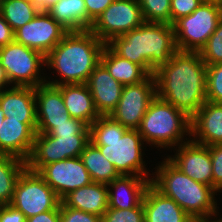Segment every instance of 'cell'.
I'll list each match as a JSON object with an SVG mask.
<instances>
[{"label": "cell", "instance_id": "6da1fadb", "mask_svg": "<svg viewBox=\"0 0 222 222\" xmlns=\"http://www.w3.org/2000/svg\"><path fill=\"white\" fill-rule=\"evenodd\" d=\"M156 96L192 118L207 101V66L199 52L178 50L154 71Z\"/></svg>", "mask_w": 222, "mask_h": 222}, {"label": "cell", "instance_id": "7a4b0ae2", "mask_svg": "<svg viewBox=\"0 0 222 222\" xmlns=\"http://www.w3.org/2000/svg\"><path fill=\"white\" fill-rule=\"evenodd\" d=\"M104 46L105 43L90 30L69 31L45 56V66L55 70L59 76L52 81L49 76L46 83L54 86L87 83L90 74L100 63Z\"/></svg>", "mask_w": 222, "mask_h": 222}, {"label": "cell", "instance_id": "3957f363", "mask_svg": "<svg viewBox=\"0 0 222 222\" xmlns=\"http://www.w3.org/2000/svg\"><path fill=\"white\" fill-rule=\"evenodd\" d=\"M90 142L114 165L120 175L149 177L153 174L144 159L143 138L137 129H127L110 115L100 116L90 126ZM143 151V152H142ZM146 163V164H145Z\"/></svg>", "mask_w": 222, "mask_h": 222}, {"label": "cell", "instance_id": "277c9868", "mask_svg": "<svg viewBox=\"0 0 222 222\" xmlns=\"http://www.w3.org/2000/svg\"><path fill=\"white\" fill-rule=\"evenodd\" d=\"M107 45L117 55L140 65L149 75L178 51L173 26L168 23L144 22Z\"/></svg>", "mask_w": 222, "mask_h": 222}, {"label": "cell", "instance_id": "5b68a950", "mask_svg": "<svg viewBox=\"0 0 222 222\" xmlns=\"http://www.w3.org/2000/svg\"><path fill=\"white\" fill-rule=\"evenodd\" d=\"M153 169L151 184L172 198L195 221L220 213L215 197L218 192L213 187L196 182L167 157Z\"/></svg>", "mask_w": 222, "mask_h": 222}, {"label": "cell", "instance_id": "8992f818", "mask_svg": "<svg viewBox=\"0 0 222 222\" xmlns=\"http://www.w3.org/2000/svg\"><path fill=\"white\" fill-rule=\"evenodd\" d=\"M137 130L146 144L172 152L173 147L191 139V118L156 96Z\"/></svg>", "mask_w": 222, "mask_h": 222}, {"label": "cell", "instance_id": "52a82bcc", "mask_svg": "<svg viewBox=\"0 0 222 222\" xmlns=\"http://www.w3.org/2000/svg\"><path fill=\"white\" fill-rule=\"evenodd\" d=\"M222 19L220 2L204 1L192 14L176 20V46L180 51L200 52Z\"/></svg>", "mask_w": 222, "mask_h": 222}, {"label": "cell", "instance_id": "ba28073f", "mask_svg": "<svg viewBox=\"0 0 222 222\" xmlns=\"http://www.w3.org/2000/svg\"><path fill=\"white\" fill-rule=\"evenodd\" d=\"M0 64L11 86L37 87L46 83L45 56L15 40L0 47Z\"/></svg>", "mask_w": 222, "mask_h": 222}, {"label": "cell", "instance_id": "9c48e42d", "mask_svg": "<svg viewBox=\"0 0 222 222\" xmlns=\"http://www.w3.org/2000/svg\"><path fill=\"white\" fill-rule=\"evenodd\" d=\"M90 135H49L36 133L32 151L26 160V168L38 172L44 165L80 157Z\"/></svg>", "mask_w": 222, "mask_h": 222}, {"label": "cell", "instance_id": "30bf717a", "mask_svg": "<svg viewBox=\"0 0 222 222\" xmlns=\"http://www.w3.org/2000/svg\"><path fill=\"white\" fill-rule=\"evenodd\" d=\"M61 200L55 191L37 173L27 168L19 176L15 185L13 207L20 210L26 218L55 210Z\"/></svg>", "mask_w": 222, "mask_h": 222}, {"label": "cell", "instance_id": "8fae6325", "mask_svg": "<svg viewBox=\"0 0 222 222\" xmlns=\"http://www.w3.org/2000/svg\"><path fill=\"white\" fill-rule=\"evenodd\" d=\"M144 22L138 0H115L93 22L90 31L107 44L113 38L136 29Z\"/></svg>", "mask_w": 222, "mask_h": 222}, {"label": "cell", "instance_id": "7c38bea8", "mask_svg": "<svg viewBox=\"0 0 222 222\" xmlns=\"http://www.w3.org/2000/svg\"><path fill=\"white\" fill-rule=\"evenodd\" d=\"M156 97L154 74L137 84L124 85L121 98L110 116L127 129H138L150 102Z\"/></svg>", "mask_w": 222, "mask_h": 222}, {"label": "cell", "instance_id": "4fadbf2b", "mask_svg": "<svg viewBox=\"0 0 222 222\" xmlns=\"http://www.w3.org/2000/svg\"><path fill=\"white\" fill-rule=\"evenodd\" d=\"M69 31L46 10L15 31L14 40L46 56Z\"/></svg>", "mask_w": 222, "mask_h": 222}, {"label": "cell", "instance_id": "5bb4252c", "mask_svg": "<svg viewBox=\"0 0 222 222\" xmlns=\"http://www.w3.org/2000/svg\"><path fill=\"white\" fill-rule=\"evenodd\" d=\"M62 200L70 192L93 181L80 157L44 165L37 172Z\"/></svg>", "mask_w": 222, "mask_h": 222}, {"label": "cell", "instance_id": "9a60e30c", "mask_svg": "<svg viewBox=\"0 0 222 222\" xmlns=\"http://www.w3.org/2000/svg\"><path fill=\"white\" fill-rule=\"evenodd\" d=\"M173 149L175 154H172V156L167 155L166 157L177 168L196 182L213 187L209 146L196 143L190 139Z\"/></svg>", "mask_w": 222, "mask_h": 222}, {"label": "cell", "instance_id": "2e32d148", "mask_svg": "<svg viewBox=\"0 0 222 222\" xmlns=\"http://www.w3.org/2000/svg\"><path fill=\"white\" fill-rule=\"evenodd\" d=\"M36 99V133L48 134L54 124L71 118L67 112L60 89L47 83L34 87Z\"/></svg>", "mask_w": 222, "mask_h": 222}, {"label": "cell", "instance_id": "e0dca14e", "mask_svg": "<svg viewBox=\"0 0 222 222\" xmlns=\"http://www.w3.org/2000/svg\"><path fill=\"white\" fill-rule=\"evenodd\" d=\"M86 84L100 116H109L117 107L123 85L113 78L101 62L90 74Z\"/></svg>", "mask_w": 222, "mask_h": 222}, {"label": "cell", "instance_id": "ac0fdd59", "mask_svg": "<svg viewBox=\"0 0 222 222\" xmlns=\"http://www.w3.org/2000/svg\"><path fill=\"white\" fill-rule=\"evenodd\" d=\"M37 124H25L5 117L0 127V154L27 160L32 151Z\"/></svg>", "mask_w": 222, "mask_h": 222}, {"label": "cell", "instance_id": "d6986e66", "mask_svg": "<svg viewBox=\"0 0 222 222\" xmlns=\"http://www.w3.org/2000/svg\"><path fill=\"white\" fill-rule=\"evenodd\" d=\"M191 139L211 146L222 144V103L206 101L191 118Z\"/></svg>", "mask_w": 222, "mask_h": 222}, {"label": "cell", "instance_id": "ffe728a7", "mask_svg": "<svg viewBox=\"0 0 222 222\" xmlns=\"http://www.w3.org/2000/svg\"><path fill=\"white\" fill-rule=\"evenodd\" d=\"M151 180L136 175H120L108 185V208L130 209L142 201Z\"/></svg>", "mask_w": 222, "mask_h": 222}, {"label": "cell", "instance_id": "44dd1931", "mask_svg": "<svg viewBox=\"0 0 222 222\" xmlns=\"http://www.w3.org/2000/svg\"><path fill=\"white\" fill-rule=\"evenodd\" d=\"M0 106L8 120L37 124L34 87L11 86L1 91Z\"/></svg>", "mask_w": 222, "mask_h": 222}, {"label": "cell", "instance_id": "7402d4cb", "mask_svg": "<svg viewBox=\"0 0 222 222\" xmlns=\"http://www.w3.org/2000/svg\"><path fill=\"white\" fill-rule=\"evenodd\" d=\"M144 222H196L172 198L163 195L152 184L144 194Z\"/></svg>", "mask_w": 222, "mask_h": 222}, {"label": "cell", "instance_id": "603a6c76", "mask_svg": "<svg viewBox=\"0 0 222 222\" xmlns=\"http://www.w3.org/2000/svg\"><path fill=\"white\" fill-rule=\"evenodd\" d=\"M57 87L61 91L67 112L72 118L81 120L90 126L100 117L86 83L63 84Z\"/></svg>", "mask_w": 222, "mask_h": 222}, {"label": "cell", "instance_id": "cb8c5ba5", "mask_svg": "<svg viewBox=\"0 0 222 222\" xmlns=\"http://www.w3.org/2000/svg\"><path fill=\"white\" fill-rule=\"evenodd\" d=\"M61 202L69 208L103 217L108 209L106 184L92 182L67 194Z\"/></svg>", "mask_w": 222, "mask_h": 222}, {"label": "cell", "instance_id": "d4e9b609", "mask_svg": "<svg viewBox=\"0 0 222 222\" xmlns=\"http://www.w3.org/2000/svg\"><path fill=\"white\" fill-rule=\"evenodd\" d=\"M100 62L123 86L140 83L149 76L140 65L117 55L107 44L102 50Z\"/></svg>", "mask_w": 222, "mask_h": 222}, {"label": "cell", "instance_id": "484cf974", "mask_svg": "<svg viewBox=\"0 0 222 222\" xmlns=\"http://www.w3.org/2000/svg\"><path fill=\"white\" fill-rule=\"evenodd\" d=\"M46 11L68 31L87 30V9L84 0H60Z\"/></svg>", "mask_w": 222, "mask_h": 222}, {"label": "cell", "instance_id": "4316f807", "mask_svg": "<svg viewBox=\"0 0 222 222\" xmlns=\"http://www.w3.org/2000/svg\"><path fill=\"white\" fill-rule=\"evenodd\" d=\"M80 158L93 182L108 185L112 180L120 176L114 165L102 155L99 148L92 142L86 145Z\"/></svg>", "mask_w": 222, "mask_h": 222}, {"label": "cell", "instance_id": "83f0119b", "mask_svg": "<svg viewBox=\"0 0 222 222\" xmlns=\"http://www.w3.org/2000/svg\"><path fill=\"white\" fill-rule=\"evenodd\" d=\"M25 169V160L12 155L0 154V202L4 204L12 202L15 185Z\"/></svg>", "mask_w": 222, "mask_h": 222}, {"label": "cell", "instance_id": "f1b7e54d", "mask_svg": "<svg viewBox=\"0 0 222 222\" xmlns=\"http://www.w3.org/2000/svg\"><path fill=\"white\" fill-rule=\"evenodd\" d=\"M40 12L39 6L28 0H3L0 13L15 32Z\"/></svg>", "mask_w": 222, "mask_h": 222}, {"label": "cell", "instance_id": "f546056e", "mask_svg": "<svg viewBox=\"0 0 222 222\" xmlns=\"http://www.w3.org/2000/svg\"><path fill=\"white\" fill-rule=\"evenodd\" d=\"M145 22L171 24V0H138Z\"/></svg>", "mask_w": 222, "mask_h": 222}, {"label": "cell", "instance_id": "4dcf8cb0", "mask_svg": "<svg viewBox=\"0 0 222 222\" xmlns=\"http://www.w3.org/2000/svg\"><path fill=\"white\" fill-rule=\"evenodd\" d=\"M199 53L206 66L222 63V19Z\"/></svg>", "mask_w": 222, "mask_h": 222}, {"label": "cell", "instance_id": "1f68e13d", "mask_svg": "<svg viewBox=\"0 0 222 222\" xmlns=\"http://www.w3.org/2000/svg\"><path fill=\"white\" fill-rule=\"evenodd\" d=\"M207 101L222 103V63L207 66Z\"/></svg>", "mask_w": 222, "mask_h": 222}, {"label": "cell", "instance_id": "d6a6232c", "mask_svg": "<svg viewBox=\"0 0 222 222\" xmlns=\"http://www.w3.org/2000/svg\"><path fill=\"white\" fill-rule=\"evenodd\" d=\"M101 219L102 222H144V208L142 202L130 209L108 208Z\"/></svg>", "mask_w": 222, "mask_h": 222}, {"label": "cell", "instance_id": "836d02e7", "mask_svg": "<svg viewBox=\"0 0 222 222\" xmlns=\"http://www.w3.org/2000/svg\"><path fill=\"white\" fill-rule=\"evenodd\" d=\"M49 135H90L89 126L78 119L70 118L66 122L54 124Z\"/></svg>", "mask_w": 222, "mask_h": 222}, {"label": "cell", "instance_id": "e575fe53", "mask_svg": "<svg viewBox=\"0 0 222 222\" xmlns=\"http://www.w3.org/2000/svg\"><path fill=\"white\" fill-rule=\"evenodd\" d=\"M211 161L213 188L219 193L222 192V144L209 146Z\"/></svg>", "mask_w": 222, "mask_h": 222}, {"label": "cell", "instance_id": "d590c367", "mask_svg": "<svg viewBox=\"0 0 222 222\" xmlns=\"http://www.w3.org/2000/svg\"><path fill=\"white\" fill-rule=\"evenodd\" d=\"M60 222H102V219L95 214L66 207L60 202Z\"/></svg>", "mask_w": 222, "mask_h": 222}, {"label": "cell", "instance_id": "8d00e7d4", "mask_svg": "<svg viewBox=\"0 0 222 222\" xmlns=\"http://www.w3.org/2000/svg\"><path fill=\"white\" fill-rule=\"evenodd\" d=\"M204 0H171V25L181 17L192 14Z\"/></svg>", "mask_w": 222, "mask_h": 222}, {"label": "cell", "instance_id": "74e56055", "mask_svg": "<svg viewBox=\"0 0 222 222\" xmlns=\"http://www.w3.org/2000/svg\"><path fill=\"white\" fill-rule=\"evenodd\" d=\"M115 0H84L87 9V30H90L93 22Z\"/></svg>", "mask_w": 222, "mask_h": 222}, {"label": "cell", "instance_id": "f35d334b", "mask_svg": "<svg viewBox=\"0 0 222 222\" xmlns=\"http://www.w3.org/2000/svg\"><path fill=\"white\" fill-rule=\"evenodd\" d=\"M0 222H26V217L11 204H5L0 215Z\"/></svg>", "mask_w": 222, "mask_h": 222}, {"label": "cell", "instance_id": "ab89813d", "mask_svg": "<svg viewBox=\"0 0 222 222\" xmlns=\"http://www.w3.org/2000/svg\"><path fill=\"white\" fill-rule=\"evenodd\" d=\"M26 222H60V205L55 210H49L26 218Z\"/></svg>", "mask_w": 222, "mask_h": 222}, {"label": "cell", "instance_id": "60d3db41", "mask_svg": "<svg viewBox=\"0 0 222 222\" xmlns=\"http://www.w3.org/2000/svg\"><path fill=\"white\" fill-rule=\"evenodd\" d=\"M15 32L0 13V47L14 41Z\"/></svg>", "mask_w": 222, "mask_h": 222}, {"label": "cell", "instance_id": "b9f144b4", "mask_svg": "<svg viewBox=\"0 0 222 222\" xmlns=\"http://www.w3.org/2000/svg\"><path fill=\"white\" fill-rule=\"evenodd\" d=\"M9 87H11V85L7 79L3 66L0 64V92Z\"/></svg>", "mask_w": 222, "mask_h": 222}, {"label": "cell", "instance_id": "7bdbcfd3", "mask_svg": "<svg viewBox=\"0 0 222 222\" xmlns=\"http://www.w3.org/2000/svg\"><path fill=\"white\" fill-rule=\"evenodd\" d=\"M219 214L220 213L212 215V216H207L205 218H201V219L197 220L196 222H222V216ZM217 216L220 218H218Z\"/></svg>", "mask_w": 222, "mask_h": 222}, {"label": "cell", "instance_id": "ee69618b", "mask_svg": "<svg viewBox=\"0 0 222 222\" xmlns=\"http://www.w3.org/2000/svg\"><path fill=\"white\" fill-rule=\"evenodd\" d=\"M60 0H41V10L49 9L53 4L59 2Z\"/></svg>", "mask_w": 222, "mask_h": 222}, {"label": "cell", "instance_id": "f6af8a7d", "mask_svg": "<svg viewBox=\"0 0 222 222\" xmlns=\"http://www.w3.org/2000/svg\"><path fill=\"white\" fill-rule=\"evenodd\" d=\"M4 118H5V115H4V113L1 109V106H0V127L2 126V122H3Z\"/></svg>", "mask_w": 222, "mask_h": 222}, {"label": "cell", "instance_id": "bcb514c9", "mask_svg": "<svg viewBox=\"0 0 222 222\" xmlns=\"http://www.w3.org/2000/svg\"><path fill=\"white\" fill-rule=\"evenodd\" d=\"M28 1L36 3L39 6L40 10H41V0H28Z\"/></svg>", "mask_w": 222, "mask_h": 222}, {"label": "cell", "instance_id": "7dc6e473", "mask_svg": "<svg viewBox=\"0 0 222 222\" xmlns=\"http://www.w3.org/2000/svg\"><path fill=\"white\" fill-rule=\"evenodd\" d=\"M4 203H2V202H0V215H1V212H2V210H3V208H4Z\"/></svg>", "mask_w": 222, "mask_h": 222}, {"label": "cell", "instance_id": "c3c4849f", "mask_svg": "<svg viewBox=\"0 0 222 222\" xmlns=\"http://www.w3.org/2000/svg\"><path fill=\"white\" fill-rule=\"evenodd\" d=\"M204 1H217V2H220L221 0H204Z\"/></svg>", "mask_w": 222, "mask_h": 222}]
</instances>
